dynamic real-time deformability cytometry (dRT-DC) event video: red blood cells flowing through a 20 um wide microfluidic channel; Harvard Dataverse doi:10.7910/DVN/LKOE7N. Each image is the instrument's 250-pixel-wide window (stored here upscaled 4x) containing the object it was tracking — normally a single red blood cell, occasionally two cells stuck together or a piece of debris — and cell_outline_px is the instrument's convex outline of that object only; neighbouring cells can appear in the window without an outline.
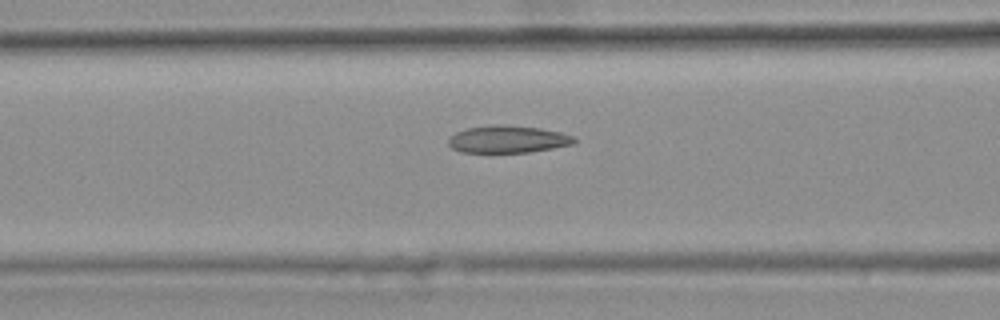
{"species": "common noctule bat (a hibernating species)", "species_latin": "Nyctalus noctula", "temperature_condition": "warm", "stored_images_in_passage": 13, "camera_frame_rate_fps": 3000, "um_per_image_px": 0.085, "animal": {"sex": "female", "body_mass_g": 25.1}, "frame": {"image": 1, "passage_image": 8, "time_ms": 2.333, "image_size_px": [1000, 320], "cell_outline_px": [[576, 140], [572, 144], [552, 148], [528, 152], [460, 152], [452, 148], [448, 144], [448, 136], [456, 132], [468, 128], [492, 124], [500, 124], [540, 128], [560, 132], [576, 136]], "centroid_in_image_um": [43.14, 11.83], "position_along_channel_um": 123.5, "area_um2": 20.06}}
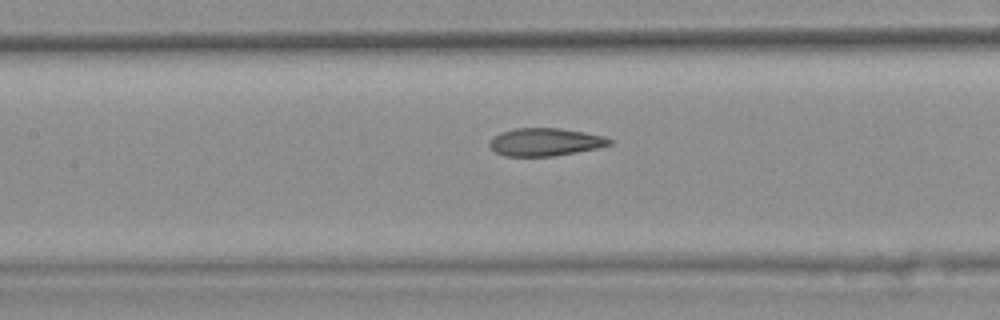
{"frame": {"image": 2, "passage_image": 11, "time_ms": 3.333, "image_size_px": [1000, 320], "cell_outline_px": [[612, 144], [596, 148], [556, 156], [504, 156], [496, 152], [488, 144], [492, 136], [500, 132], [516, 128], [560, 128], [584, 132], [604, 136], [612, 140]], "centroid_in_image_um": [46.32, 12.07], "position_along_channel_um": 161.1, "area_um2": 19.48}}